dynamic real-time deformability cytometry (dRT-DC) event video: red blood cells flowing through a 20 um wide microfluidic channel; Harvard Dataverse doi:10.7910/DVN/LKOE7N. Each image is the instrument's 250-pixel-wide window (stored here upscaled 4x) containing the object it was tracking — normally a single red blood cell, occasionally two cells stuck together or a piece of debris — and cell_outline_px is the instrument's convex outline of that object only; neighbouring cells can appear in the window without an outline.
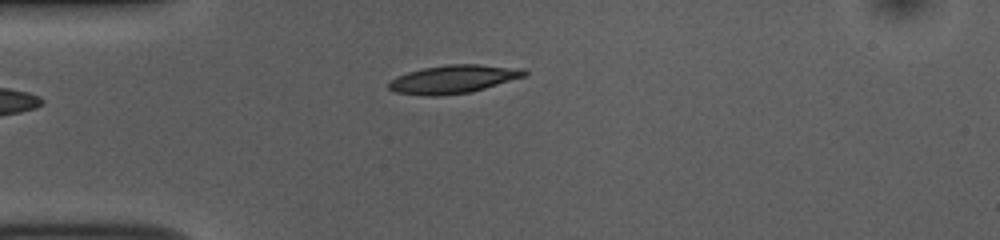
{"species": "common noctule bat (a hibernating species)", "species_latin": "Nyctalus noctula", "temperature_condition": "room temperature", "stored_images_in_passage": 40, "camera_frame_rate_fps": 3000, "um_per_image_px": 0.085, "animal": {"sex": "female", "body_mass_g": 10.0, "forearm_length_mm": 53.1}, "frame": {"image": 1, "passage_image": 1, "time_ms": 0.0, "image_size_px": [1000, 240], "cell_outline_px": [[528, 76], [472, 92], [436, 96], [432, 96], [396, 92], [388, 88], [388, 84], [396, 76], [408, 72], [424, 68], [448, 64], [480, 64], [524, 68], [528, 72]], "centroid_in_image_um": [38.62, 6.72], "position_along_channel_um": 46.4, "area_um2": 22.48}}
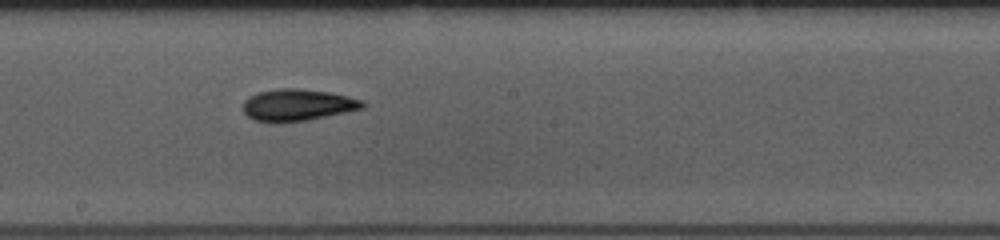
{"frame": {"image": 2, "passage_image": 16, "time_ms": 5.0, "image_size_px": [1000, 240], "cell_outline_px": [[368, 104], [364, 108], [308, 120], [276, 124], [252, 120], [244, 112], [244, 100], [248, 96], [256, 92], [280, 88], [296, 88], [328, 92], [348, 96], [364, 100]], "centroid_in_image_um": [25.28, 8.93], "position_along_channel_um": 222.9, "area_um2": 22.54}}
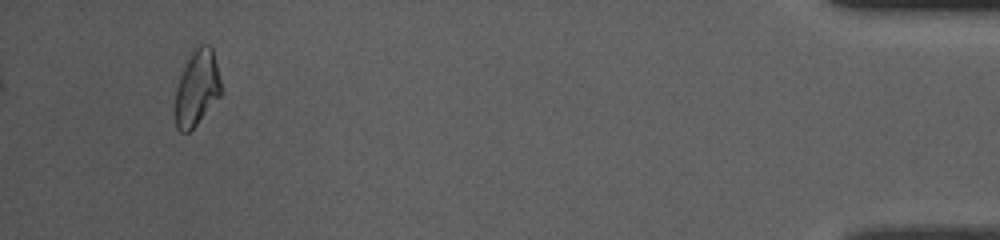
{"frame": {"image": 3, "passage_image": 37, "time_ms": 12.0, "image_size_px": [1000, 240], "cell_outline_px": [[224, 92], [196, 124], [188, 132], [180, 132], [176, 128], [176, 88], [180, 76], [192, 52], [200, 44], [208, 44], [212, 48]], "centroid_in_image_um": [16.77, 7.48], "position_along_channel_um": 418.4, "area_um2": 20.0}, "authors_computed_cell_mechanics": {"area_um2": 21.097, "velocity_mm_per_s": 3.8269, "shape_relaxation_time_tau1_ms": 4.1244, "shape_relaxation_time_tau2_ms": 6.6497, "deformation_change_tau1": 0.1295, "deformation_change_tau2": 0.1443}}